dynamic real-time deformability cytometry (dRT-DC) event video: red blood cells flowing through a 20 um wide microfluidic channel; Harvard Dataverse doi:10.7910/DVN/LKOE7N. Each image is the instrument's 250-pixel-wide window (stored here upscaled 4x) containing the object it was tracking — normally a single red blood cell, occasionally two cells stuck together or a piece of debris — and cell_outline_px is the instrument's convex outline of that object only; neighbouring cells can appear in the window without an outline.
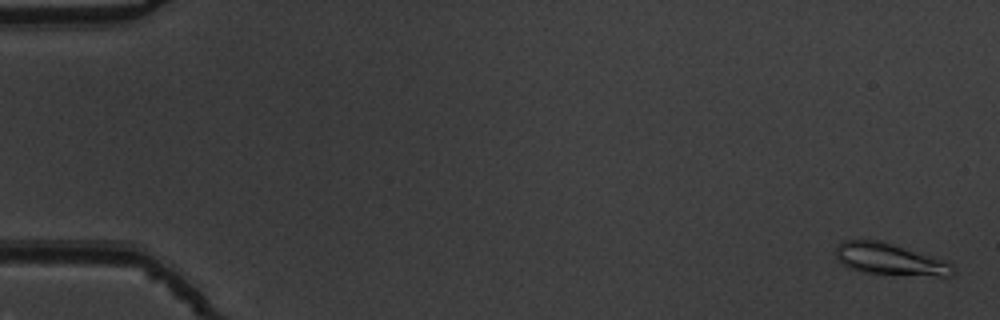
{"species": "common noctule bat (a hibernating species)", "species_latin": "Nyctalus noctula", "temperature_condition": "warm", "stored_images_in_passage": 55, "segment_of_instrument_passage": [1, 2], "camera_frame_rate_fps": 3000, "um_per_image_px": 0.085, "animal": {"sex": "male", "body_mass_g": 19.5, "forearm_length_mm": 54.6}, "frame": {"image": 1, "passage_image": 2, "time_ms": 0.333, "image_size_px": [1000, 320], "cell_outline_px": [[956, 272], [948, 276], [940, 276], [860, 272], [848, 268], [836, 256], [836, 248], [844, 240], [880, 240], [952, 264]], "centroid_in_image_um": [75.59, 22.04], "position_along_channel_um": 9.4, "area_um2": 20.92}}
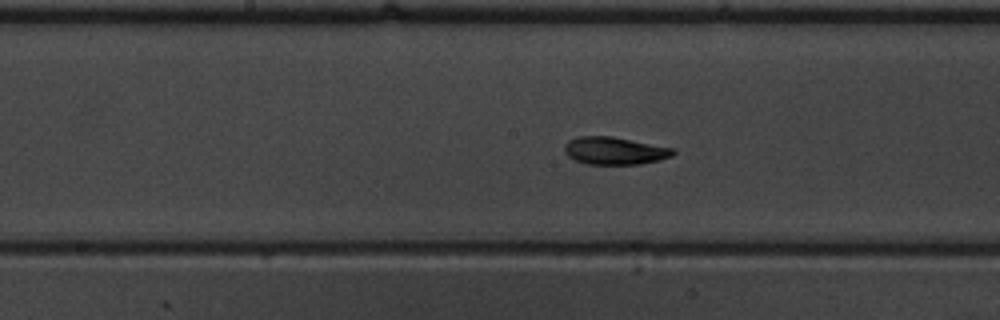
{"frame": {"image": 2, "passage_image": 29, "time_ms": 9.333, "image_size_px": [1000, 320], "cell_outline_px": [[676, 152], [672, 156], [660, 160], [640, 164], [588, 164], [576, 160], [568, 156], [564, 152], [564, 144], [568, 140], [580, 136], [612, 136], [676, 148]], "centroid_in_image_um": [52.27, 12.8], "position_along_channel_um": 195.9, "area_um2": 17.63}}
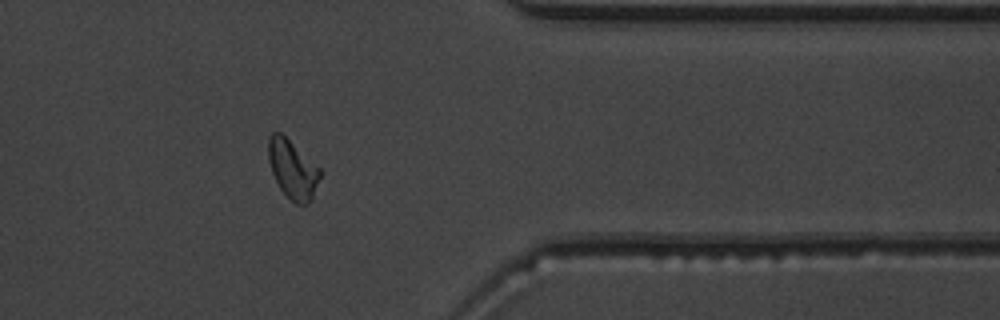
{"frame": {"image": 3, "passage_image": 45, "time_ms": 14.667, "image_size_px": [1000, 320], "cell_outline_px": [[324, 172], [312, 200], [308, 204], [296, 204], [280, 188], [272, 172], [268, 160], [268, 136], [272, 132], [280, 132], [320, 168]], "centroid_in_image_um": [24.9, 14.4], "position_along_channel_um": 386.5, "area_um2": 17.74}}